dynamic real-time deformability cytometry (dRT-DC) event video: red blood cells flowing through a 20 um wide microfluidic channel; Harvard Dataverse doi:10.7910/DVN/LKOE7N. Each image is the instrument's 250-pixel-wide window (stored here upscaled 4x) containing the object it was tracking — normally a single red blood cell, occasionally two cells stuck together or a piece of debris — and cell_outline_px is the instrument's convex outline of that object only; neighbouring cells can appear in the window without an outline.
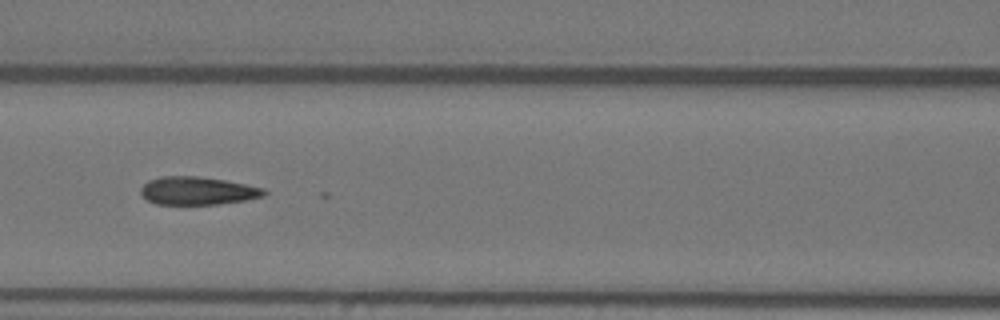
{"species": "Egyptian fruit bat (a non-hibernating species)", "species_latin": "Rousettus aegyptiacus", "temperature_condition": "warm", "stored_images_in_passage": 30, "camera_frame_rate_fps": 3000, "um_per_image_px": 0.085, "animal": {"sex": "female"}, "frame": {"image": 1, "passage_image": 9, "time_ms": 2.667, "image_size_px": [1000, 320], "cell_outline_px": [[268, 192], [264, 196], [244, 200], [220, 204], [156, 204], [148, 200], [140, 192], [140, 188], [148, 180], [160, 176], [196, 176], [224, 180], [264, 188]], "centroid_in_image_um": [16.78, 16.21], "position_along_channel_um": 149.8, "area_um2": 20.06}}
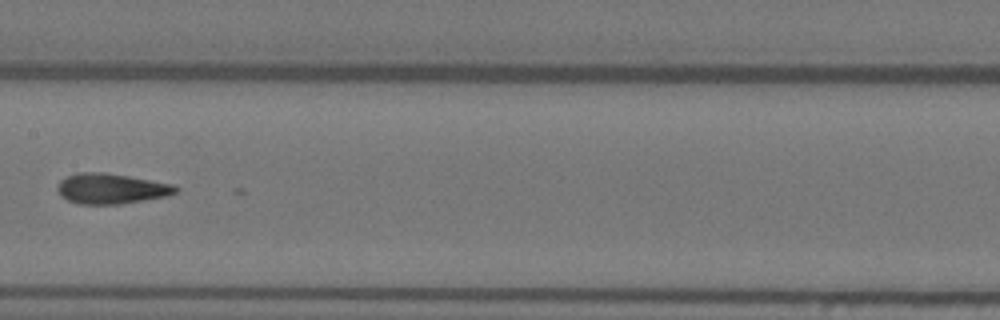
{"frame": {"image": 2, "passage_image": 13, "time_ms": 4.0, "image_size_px": [1000, 320], "cell_outline_px": [[180, 192], [168, 196], [120, 204], [80, 204], [68, 200], [60, 196], [56, 188], [60, 180], [76, 172], [104, 172], [128, 176], [172, 184], [180, 188]], "centroid_in_image_um": [9.46, 16.03], "position_along_channel_um": 197.9, "area_um2": 21.04}}
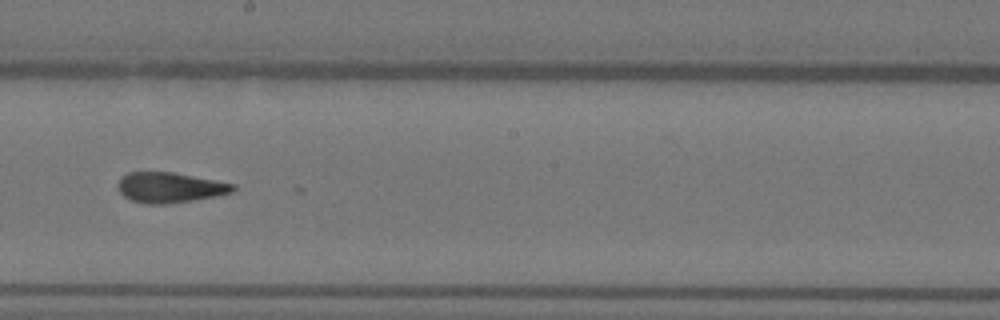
{"frame": {"image": 3, "passage_image": 16, "time_ms": 5.0, "image_size_px": [1000, 320], "cell_outline_px": [[236, 188], [232, 192], [216, 196], [168, 204], [148, 204], [132, 200], [124, 196], [120, 192], [120, 176], [128, 172], [172, 172], [236, 184]], "centroid_in_image_um": [14.46, 15.93], "position_along_channel_um": 233.7, "area_um2": 20.11}}